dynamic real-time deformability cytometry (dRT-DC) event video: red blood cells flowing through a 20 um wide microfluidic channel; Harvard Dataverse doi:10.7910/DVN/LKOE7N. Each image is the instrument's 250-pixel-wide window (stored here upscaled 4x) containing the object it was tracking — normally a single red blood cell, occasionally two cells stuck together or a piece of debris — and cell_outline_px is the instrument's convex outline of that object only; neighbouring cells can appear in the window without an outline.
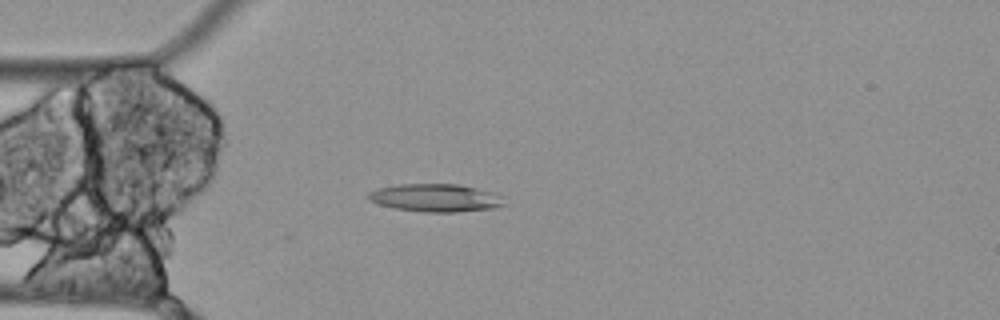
{"species": "Egyptian fruit bat (a non-hibernating species)", "species_latin": "Rousettus aegyptiacus", "temperature_condition": "cold", "stored_images_in_passage": 44, "camera_frame_rate_fps": 3000, "um_per_image_px": 0.085, "animal": {"sex": "female"}, "frame": {"image": 1, "passage_image": 3, "time_ms": 0.667, "image_size_px": [1000, 320], "cell_outline_px": [[504, 204], [492, 208], [456, 212], [424, 212], [396, 208], [380, 204], [368, 200], [368, 192], [380, 188], [400, 184], [456, 184], [476, 188], [488, 192]], "centroid_in_image_um": [36.9, 16.82], "position_along_channel_um": 48.1, "area_um2": 21.27}}
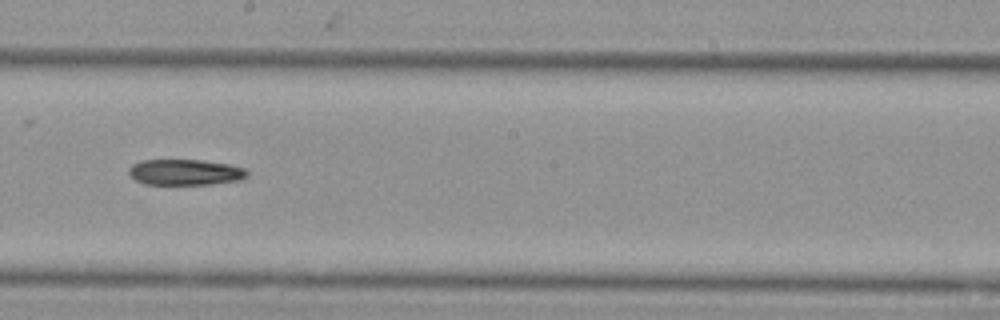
{"frame": {"image": 2, "passage_image": 19, "time_ms": 6.0, "image_size_px": [1000, 320], "cell_outline_px": [[248, 176], [240, 180], [212, 184], [144, 184], [128, 176], [128, 168], [132, 164], [140, 160], [200, 160], [228, 164], [244, 168], [248, 172]], "centroid_in_image_um": [15.7, 14.64], "position_along_channel_um": 232.5, "area_um2": 17.92}}
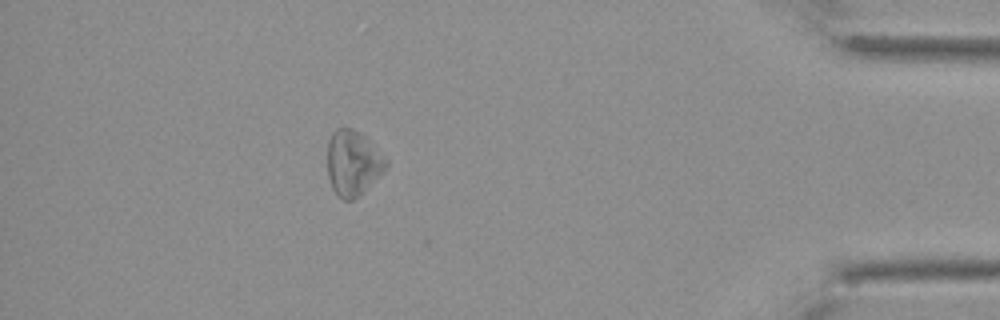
{"frame": {"image": 3, "passage_image": 38, "time_ms": 12.333, "image_size_px": [1000, 320], "cell_outline_px": [[388, 164], [384, 172], [352, 200], [344, 200], [336, 196], [332, 188], [328, 176], [328, 140], [332, 132], [336, 128], [352, 128], [360, 132], [388, 160]], "centroid_in_image_um": [29.98, 13.84], "position_along_channel_um": 405.2, "area_um2": 22.14}}